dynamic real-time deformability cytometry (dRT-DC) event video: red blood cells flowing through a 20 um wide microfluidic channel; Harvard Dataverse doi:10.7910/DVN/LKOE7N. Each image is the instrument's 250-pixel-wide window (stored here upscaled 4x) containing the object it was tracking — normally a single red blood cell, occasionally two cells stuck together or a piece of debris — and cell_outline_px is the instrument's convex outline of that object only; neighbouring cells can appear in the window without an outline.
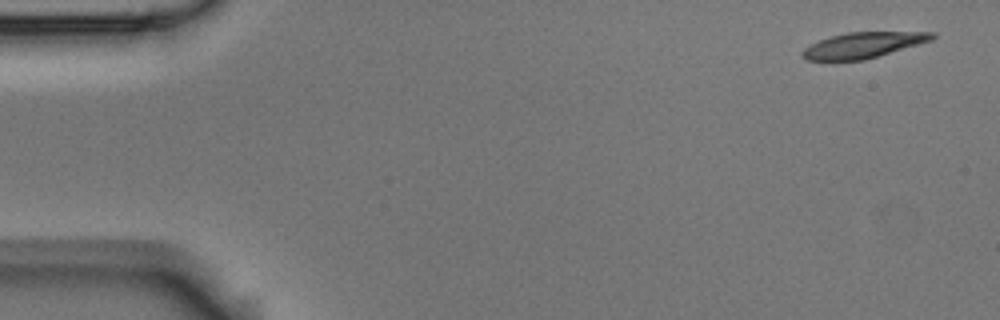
{"species": "Egyptian fruit bat (a non-hibernating species)", "species_latin": "Rousettus aegyptiacus", "temperature_condition": "room temperature", "stored_images_in_passage": 5, "camera_frame_rate_fps": 3000, "um_per_image_px": 0.085, "animal": {"sex": "male"}, "frame": {"image": 1, "passage_image": 1, "time_ms": 0.0, "image_size_px": [1000, 320], "cell_outline_px": [[936, 36], [932, 40], [864, 60], [808, 60], [800, 56], [800, 52], [804, 48], [820, 40], [832, 36], [848, 32], [936, 32]], "centroid_in_image_um": [73.36, 3.83], "position_along_channel_um": 11.6, "area_um2": 19.19}}
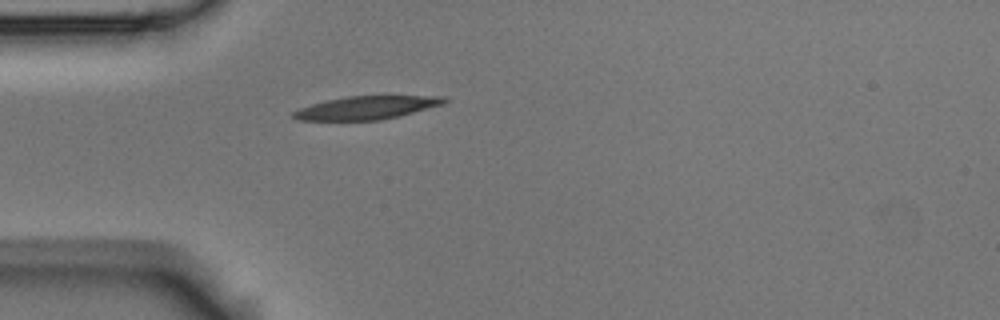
{"frame": {"image": 2, "passage_image": 5, "time_ms": 1.333, "image_size_px": [1000, 320], "cell_outline_px": [[448, 100], [444, 104], [400, 116], [380, 120], [296, 120], [292, 116], [292, 112], [300, 108], [312, 104], [328, 100], [348, 96], [444, 96]], "centroid_in_image_um": [31.18, 9.16], "position_along_channel_um": 53.8, "area_um2": 20.29}}